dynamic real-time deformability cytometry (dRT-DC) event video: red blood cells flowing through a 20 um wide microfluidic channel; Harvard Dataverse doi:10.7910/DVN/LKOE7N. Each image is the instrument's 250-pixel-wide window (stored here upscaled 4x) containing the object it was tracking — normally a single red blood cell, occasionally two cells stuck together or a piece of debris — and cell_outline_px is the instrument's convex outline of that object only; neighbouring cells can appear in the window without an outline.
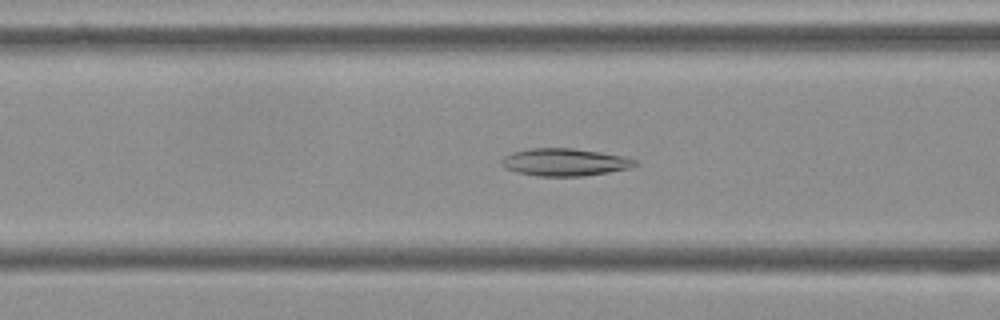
{"species": "Egyptian fruit bat (a non-hibernating species)", "species_latin": "Rousettus aegyptiacus", "temperature_condition": "cold", "stored_images_in_passage": 55, "camera_frame_rate_fps": 3000, "um_per_image_px": 0.085, "frame": {"image": 1, "passage_image": 21, "time_ms": 6.667, "image_size_px": [1000, 320], "cell_outline_px": [[640, 164], [632, 168], [608, 172], [580, 176], [536, 176], [516, 172], [504, 168], [500, 164], [500, 160], [504, 156], [512, 152], [528, 148], [572, 148], [600, 152], [624, 156], [636, 160]], "centroid_in_image_um": [47.99, 13.78], "position_along_channel_um": 118.6, "area_um2": 21.62}}
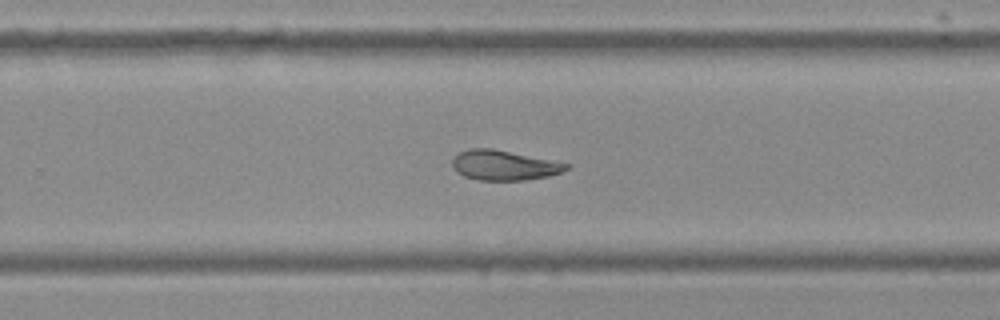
{"frame": {"image": 2, "passage_image": 35, "time_ms": 11.333, "image_size_px": [1000, 320], "cell_outline_px": [[572, 168], [548, 176], [524, 180], [480, 180], [464, 176], [456, 172], [452, 168], [452, 160], [460, 152], [468, 148], [492, 148], [572, 164]], "centroid_in_image_um": [42.85, 14.04], "position_along_channel_um": 286.9, "area_um2": 19.94}}
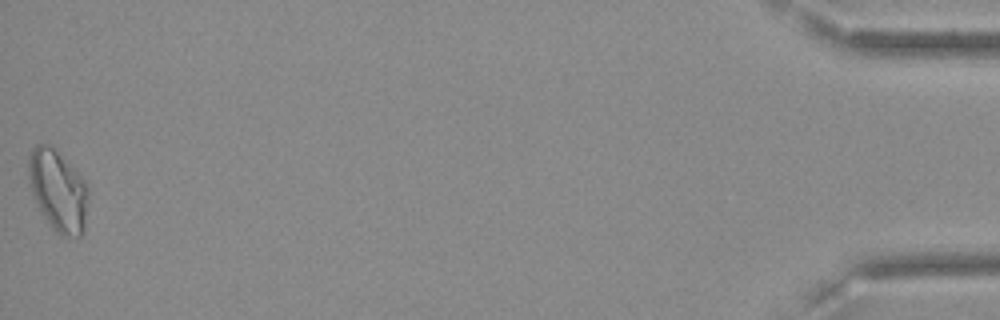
{"frame": {"image": 3, "passage_image": 55, "time_ms": 18.0, "image_size_px": [1000, 320], "cell_outline_px": [[88, 196], [84, 232], [80, 236], [60, 236], [52, 228], [40, 212], [28, 184], [28, 156], [32, 148], [36, 144], [48, 144], [84, 180], [88, 188]], "centroid_in_image_um": [4.9, 16.24], "position_along_channel_um": 430.3, "area_um2": 28.15}, "authors_computed_cell_mechanics": {"area_um2": 22.1374, "velocity_mm_per_s": 3.6054, "shape_relaxation_time_tau1_ms": null, "shape_relaxation_time_tau2_ms": 8.8295, "deformation_change_tau1": null, "deformation_change_tau2": 0.1223}}